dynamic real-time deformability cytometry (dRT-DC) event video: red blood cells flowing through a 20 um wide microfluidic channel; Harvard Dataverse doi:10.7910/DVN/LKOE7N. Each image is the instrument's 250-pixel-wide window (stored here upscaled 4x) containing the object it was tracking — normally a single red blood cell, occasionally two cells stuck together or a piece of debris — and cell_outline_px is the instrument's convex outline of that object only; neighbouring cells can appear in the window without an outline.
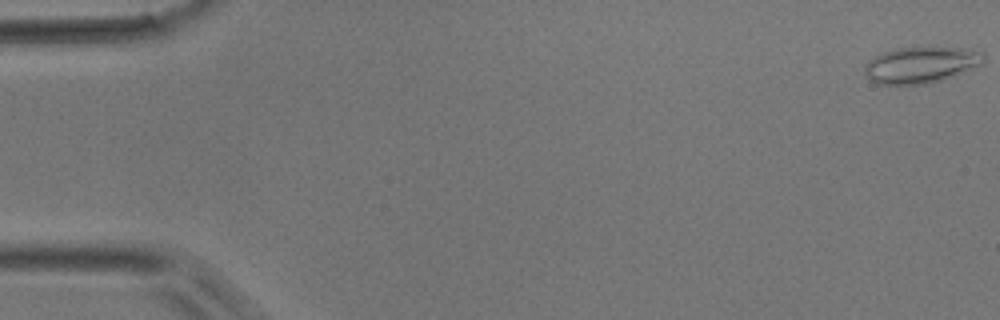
{"species": "common noctule bat (a hibernating species)", "species_latin": "Nyctalus noctula", "temperature_condition": "room temperature", "stored_images_in_passage": 46, "camera_frame_rate_fps": 3000, "um_per_image_px": 0.085, "animal": {"sex": "male", "body_mass_g": 17.9}, "frame": {"image": 1, "passage_image": 1, "time_ms": 0.0, "image_size_px": [1000, 320], "cell_outline_px": [[984, 60], [980, 64], [940, 80], [924, 84], [880, 84], [872, 80], [864, 72], [864, 64], [868, 60], [880, 52], [900, 48], [964, 48], [980, 52], [984, 56]], "centroid_in_image_um": [78.19, 5.51], "position_along_channel_um": 6.8, "area_um2": 24.51}}
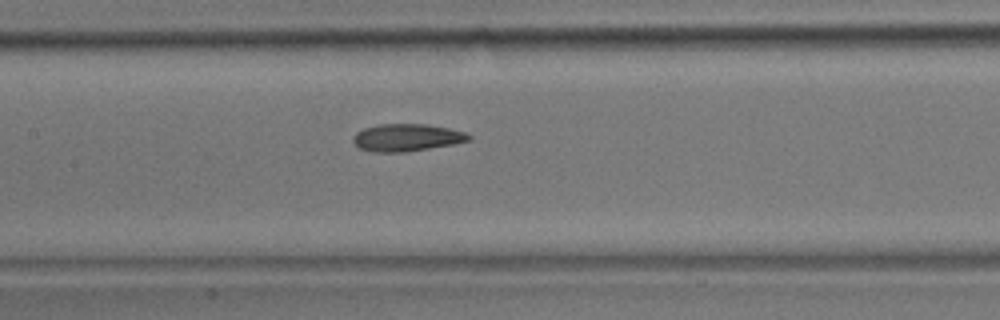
{"frame": {"image": 2, "passage_image": 23, "time_ms": 7.333, "image_size_px": [1000, 320], "cell_outline_px": [[472, 140], [452, 144], [404, 152], [372, 152], [360, 148], [352, 140], [352, 136], [356, 132], [364, 128], [380, 124], [428, 124], [448, 128], [464, 132], [472, 136]], "centroid_in_image_um": [34.56, 11.69], "position_along_channel_um": 172.8, "area_um2": 18.38}}
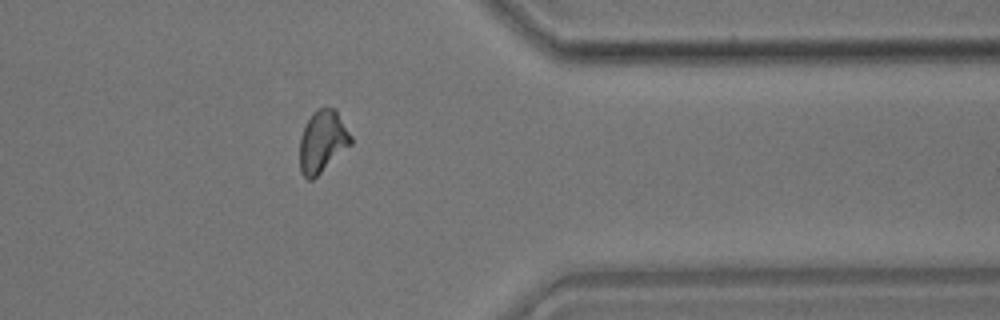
{"frame": {"image": 3, "passage_image": 39, "time_ms": 12.667, "image_size_px": [1000, 320], "cell_outline_px": [[352, 144], [312, 180], [308, 180], [300, 172], [300, 136], [312, 112], [316, 108], [336, 108], [352, 136]], "centroid_in_image_um": [27.42, 12.01], "position_along_channel_um": 384.0, "area_um2": 18.55}}